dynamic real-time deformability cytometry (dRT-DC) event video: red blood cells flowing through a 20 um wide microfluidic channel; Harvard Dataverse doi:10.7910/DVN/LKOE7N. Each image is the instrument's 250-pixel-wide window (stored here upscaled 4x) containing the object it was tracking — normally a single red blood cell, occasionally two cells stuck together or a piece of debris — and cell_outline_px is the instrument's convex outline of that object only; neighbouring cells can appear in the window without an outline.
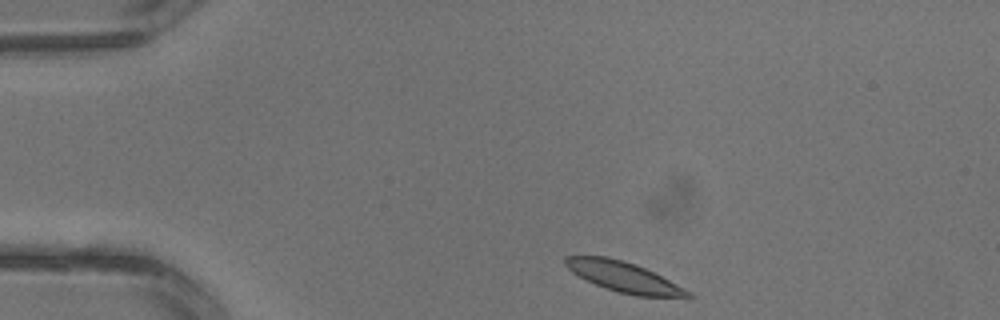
{"species": "common noctule bat (a hibernating species)", "species_latin": "Nyctalus noctula", "temperature_condition": "warm", "stored_images_in_passage": 2, "camera_frame_rate_fps": 3000, "um_per_image_px": 0.085, "animal": {"sex": "male", "body_mass_g": 13.3}, "frame": {"image": 1, "passage_image": 1, "time_ms": 0.0, "image_size_px": [1000, 320], "cell_outline_px": [[692, 296], [636, 296], [604, 288], [572, 272], [564, 264], [564, 256], [608, 256], [624, 260], [636, 264], [692, 292]], "centroid_in_image_um": [52.96, 23.51], "position_along_channel_um": 32.0, "area_um2": 21.1}}